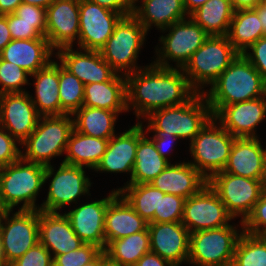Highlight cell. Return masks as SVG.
<instances>
[{
	"label": "cell",
	"mask_w": 266,
	"mask_h": 266,
	"mask_svg": "<svg viewBox=\"0 0 266 266\" xmlns=\"http://www.w3.org/2000/svg\"><path fill=\"white\" fill-rule=\"evenodd\" d=\"M106 255L121 266H135L138 260L150 252V234L144 231L111 241L104 250Z\"/></svg>",
	"instance_id": "obj_36"
},
{
	"label": "cell",
	"mask_w": 266,
	"mask_h": 266,
	"mask_svg": "<svg viewBox=\"0 0 266 266\" xmlns=\"http://www.w3.org/2000/svg\"><path fill=\"white\" fill-rule=\"evenodd\" d=\"M147 226L148 222L118 193L108 204L105 214L106 246L111 241L144 231Z\"/></svg>",
	"instance_id": "obj_27"
},
{
	"label": "cell",
	"mask_w": 266,
	"mask_h": 266,
	"mask_svg": "<svg viewBox=\"0 0 266 266\" xmlns=\"http://www.w3.org/2000/svg\"><path fill=\"white\" fill-rule=\"evenodd\" d=\"M102 7L110 9L114 12L120 13L123 16L133 14L132 0H89Z\"/></svg>",
	"instance_id": "obj_50"
},
{
	"label": "cell",
	"mask_w": 266,
	"mask_h": 266,
	"mask_svg": "<svg viewBox=\"0 0 266 266\" xmlns=\"http://www.w3.org/2000/svg\"><path fill=\"white\" fill-rule=\"evenodd\" d=\"M54 51L47 38L17 39L11 40L3 48L0 58L33 75L53 60Z\"/></svg>",
	"instance_id": "obj_24"
},
{
	"label": "cell",
	"mask_w": 266,
	"mask_h": 266,
	"mask_svg": "<svg viewBox=\"0 0 266 266\" xmlns=\"http://www.w3.org/2000/svg\"><path fill=\"white\" fill-rule=\"evenodd\" d=\"M242 54L259 72L266 84V36L258 39Z\"/></svg>",
	"instance_id": "obj_48"
},
{
	"label": "cell",
	"mask_w": 266,
	"mask_h": 266,
	"mask_svg": "<svg viewBox=\"0 0 266 266\" xmlns=\"http://www.w3.org/2000/svg\"><path fill=\"white\" fill-rule=\"evenodd\" d=\"M39 242L52 257L80 248L84 242L74 232L69 219L59 212L39 210Z\"/></svg>",
	"instance_id": "obj_23"
},
{
	"label": "cell",
	"mask_w": 266,
	"mask_h": 266,
	"mask_svg": "<svg viewBox=\"0 0 266 266\" xmlns=\"http://www.w3.org/2000/svg\"><path fill=\"white\" fill-rule=\"evenodd\" d=\"M259 17V20L262 24L264 36H266V7H264L261 3L253 9Z\"/></svg>",
	"instance_id": "obj_56"
},
{
	"label": "cell",
	"mask_w": 266,
	"mask_h": 266,
	"mask_svg": "<svg viewBox=\"0 0 266 266\" xmlns=\"http://www.w3.org/2000/svg\"><path fill=\"white\" fill-rule=\"evenodd\" d=\"M118 193L112 189L107 197L85 204L79 202V207L64 213L76 235L85 244H93L105 250V214L108 204Z\"/></svg>",
	"instance_id": "obj_16"
},
{
	"label": "cell",
	"mask_w": 266,
	"mask_h": 266,
	"mask_svg": "<svg viewBox=\"0 0 266 266\" xmlns=\"http://www.w3.org/2000/svg\"><path fill=\"white\" fill-rule=\"evenodd\" d=\"M14 14L26 23H35V28L45 37L46 9L32 4L21 3Z\"/></svg>",
	"instance_id": "obj_45"
},
{
	"label": "cell",
	"mask_w": 266,
	"mask_h": 266,
	"mask_svg": "<svg viewBox=\"0 0 266 266\" xmlns=\"http://www.w3.org/2000/svg\"><path fill=\"white\" fill-rule=\"evenodd\" d=\"M165 194L185 199L197 194L208 180L189 162L170 164L150 182Z\"/></svg>",
	"instance_id": "obj_26"
},
{
	"label": "cell",
	"mask_w": 266,
	"mask_h": 266,
	"mask_svg": "<svg viewBox=\"0 0 266 266\" xmlns=\"http://www.w3.org/2000/svg\"><path fill=\"white\" fill-rule=\"evenodd\" d=\"M239 224L240 229L229 224L191 233L187 263L192 266H231L237 241L243 233V221L240 220Z\"/></svg>",
	"instance_id": "obj_8"
},
{
	"label": "cell",
	"mask_w": 266,
	"mask_h": 266,
	"mask_svg": "<svg viewBox=\"0 0 266 266\" xmlns=\"http://www.w3.org/2000/svg\"><path fill=\"white\" fill-rule=\"evenodd\" d=\"M101 264H102V252L94 260L82 266H101Z\"/></svg>",
	"instance_id": "obj_59"
},
{
	"label": "cell",
	"mask_w": 266,
	"mask_h": 266,
	"mask_svg": "<svg viewBox=\"0 0 266 266\" xmlns=\"http://www.w3.org/2000/svg\"><path fill=\"white\" fill-rule=\"evenodd\" d=\"M135 266H173L169 261L161 258L158 254L149 252L143 255Z\"/></svg>",
	"instance_id": "obj_51"
},
{
	"label": "cell",
	"mask_w": 266,
	"mask_h": 266,
	"mask_svg": "<svg viewBox=\"0 0 266 266\" xmlns=\"http://www.w3.org/2000/svg\"><path fill=\"white\" fill-rule=\"evenodd\" d=\"M150 252L173 266L186 263L189 257L190 232L182 222L148 223Z\"/></svg>",
	"instance_id": "obj_19"
},
{
	"label": "cell",
	"mask_w": 266,
	"mask_h": 266,
	"mask_svg": "<svg viewBox=\"0 0 266 266\" xmlns=\"http://www.w3.org/2000/svg\"><path fill=\"white\" fill-rule=\"evenodd\" d=\"M185 200L183 197L165 194L160 190L159 213H154V222H181Z\"/></svg>",
	"instance_id": "obj_41"
},
{
	"label": "cell",
	"mask_w": 266,
	"mask_h": 266,
	"mask_svg": "<svg viewBox=\"0 0 266 266\" xmlns=\"http://www.w3.org/2000/svg\"><path fill=\"white\" fill-rule=\"evenodd\" d=\"M161 32H168V34L159 37L158 41L162 46L155 47L157 58L152 63L164 68H173L171 61L176 63L175 68H183L209 37L205 30L190 17L175 22Z\"/></svg>",
	"instance_id": "obj_10"
},
{
	"label": "cell",
	"mask_w": 266,
	"mask_h": 266,
	"mask_svg": "<svg viewBox=\"0 0 266 266\" xmlns=\"http://www.w3.org/2000/svg\"><path fill=\"white\" fill-rule=\"evenodd\" d=\"M117 191L148 223H154V213H159L160 190L151 183L125 184Z\"/></svg>",
	"instance_id": "obj_37"
},
{
	"label": "cell",
	"mask_w": 266,
	"mask_h": 266,
	"mask_svg": "<svg viewBox=\"0 0 266 266\" xmlns=\"http://www.w3.org/2000/svg\"><path fill=\"white\" fill-rule=\"evenodd\" d=\"M147 33L133 14L123 16L99 52L118 74L126 76L143 68L138 65L137 60Z\"/></svg>",
	"instance_id": "obj_7"
},
{
	"label": "cell",
	"mask_w": 266,
	"mask_h": 266,
	"mask_svg": "<svg viewBox=\"0 0 266 266\" xmlns=\"http://www.w3.org/2000/svg\"><path fill=\"white\" fill-rule=\"evenodd\" d=\"M144 132L146 134L153 132L154 135H152L151 139L155 144L157 152L167 161H170L168 156L171 154L168 151H173V144L179 138L161 130H144Z\"/></svg>",
	"instance_id": "obj_49"
},
{
	"label": "cell",
	"mask_w": 266,
	"mask_h": 266,
	"mask_svg": "<svg viewBox=\"0 0 266 266\" xmlns=\"http://www.w3.org/2000/svg\"><path fill=\"white\" fill-rule=\"evenodd\" d=\"M10 266H53V257L50 251L39 242Z\"/></svg>",
	"instance_id": "obj_44"
},
{
	"label": "cell",
	"mask_w": 266,
	"mask_h": 266,
	"mask_svg": "<svg viewBox=\"0 0 266 266\" xmlns=\"http://www.w3.org/2000/svg\"><path fill=\"white\" fill-rule=\"evenodd\" d=\"M138 121V146L131 180L126 184L150 183L170 162L163 158L156 150L152 139L147 137L145 126Z\"/></svg>",
	"instance_id": "obj_30"
},
{
	"label": "cell",
	"mask_w": 266,
	"mask_h": 266,
	"mask_svg": "<svg viewBox=\"0 0 266 266\" xmlns=\"http://www.w3.org/2000/svg\"><path fill=\"white\" fill-rule=\"evenodd\" d=\"M208 0H183L186 12L190 15L196 9L205 4Z\"/></svg>",
	"instance_id": "obj_55"
},
{
	"label": "cell",
	"mask_w": 266,
	"mask_h": 266,
	"mask_svg": "<svg viewBox=\"0 0 266 266\" xmlns=\"http://www.w3.org/2000/svg\"><path fill=\"white\" fill-rule=\"evenodd\" d=\"M108 139L88 136L72 130L62 162L94 170L106 152Z\"/></svg>",
	"instance_id": "obj_32"
},
{
	"label": "cell",
	"mask_w": 266,
	"mask_h": 266,
	"mask_svg": "<svg viewBox=\"0 0 266 266\" xmlns=\"http://www.w3.org/2000/svg\"><path fill=\"white\" fill-rule=\"evenodd\" d=\"M120 113L123 112L82 106L72 114L73 128L79 133L109 140L116 133L115 123Z\"/></svg>",
	"instance_id": "obj_33"
},
{
	"label": "cell",
	"mask_w": 266,
	"mask_h": 266,
	"mask_svg": "<svg viewBox=\"0 0 266 266\" xmlns=\"http://www.w3.org/2000/svg\"><path fill=\"white\" fill-rule=\"evenodd\" d=\"M208 184L233 218L240 217L244 221L260 199L266 180H254L221 171L214 174Z\"/></svg>",
	"instance_id": "obj_13"
},
{
	"label": "cell",
	"mask_w": 266,
	"mask_h": 266,
	"mask_svg": "<svg viewBox=\"0 0 266 266\" xmlns=\"http://www.w3.org/2000/svg\"><path fill=\"white\" fill-rule=\"evenodd\" d=\"M7 25L12 40L46 38L35 28V23L21 21L14 13L7 14Z\"/></svg>",
	"instance_id": "obj_47"
},
{
	"label": "cell",
	"mask_w": 266,
	"mask_h": 266,
	"mask_svg": "<svg viewBox=\"0 0 266 266\" xmlns=\"http://www.w3.org/2000/svg\"><path fill=\"white\" fill-rule=\"evenodd\" d=\"M233 219L218 194L207 183L197 194L185 200L181 222L191 234L227 226Z\"/></svg>",
	"instance_id": "obj_14"
},
{
	"label": "cell",
	"mask_w": 266,
	"mask_h": 266,
	"mask_svg": "<svg viewBox=\"0 0 266 266\" xmlns=\"http://www.w3.org/2000/svg\"><path fill=\"white\" fill-rule=\"evenodd\" d=\"M213 118L236 138H256V129L266 119V95L221 107Z\"/></svg>",
	"instance_id": "obj_18"
},
{
	"label": "cell",
	"mask_w": 266,
	"mask_h": 266,
	"mask_svg": "<svg viewBox=\"0 0 266 266\" xmlns=\"http://www.w3.org/2000/svg\"><path fill=\"white\" fill-rule=\"evenodd\" d=\"M85 167L60 163L57 171L53 165L46 166L44 183L51 177L46 200L40 205L45 212H60L61 208L70 204H78L82 195L90 194L92 182L86 176ZM56 171V172H55Z\"/></svg>",
	"instance_id": "obj_12"
},
{
	"label": "cell",
	"mask_w": 266,
	"mask_h": 266,
	"mask_svg": "<svg viewBox=\"0 0 266 266\" xmlns=\"http://www.w3.org/2000/svg\"><path fill=\"white\" fill-rule=\"evenodd\" d=\"M72 114L40 116L37 126L21 143L25 147L21 157L29 162L51 165V160L66 152L69 136L73 130Z\"/></svg>",
	"instance_id": "obj_5"
},
{
	"label": "cell",
	"mask_w": 266,
	"mask_h": 266,
	"mask_svg": "<svg viewBox=\"0 0 266 266\" xmlns=\"http://www.w3.org/2000/svg\"><path fill=\"white\" fill-rule=\"evenodd\" d=\"M39 118L28 91L0 95V125L19 143L34 131Z\"/></svg>",
	"instance_id": "obj_17"
},
{
	"label": "cell",
	"mask_w": 266,
	"mask_h": 266,
	"mask_svg": "<svg viewBox=\"0 0 266 266\" xmlns=\"http://www.w3.org/2000/svg\"><path fill=\"white\" fill-rule=\"evenodd\" d=\"M261 4H262L264 7H266V0H262V1H261Z\"/></svg>",
	"instance_id": "obj_62"
},
{
	"label": "cell",
	"mask_w": 266,
	"mask_h": 266,
	"mask_svg": "<svg viewBox=\"0 0 266 266\" xmlns=\"http://www.w3.org/2000/svg\"><path fill=\"white\" fill-rule=\"evenodd\" d=\"M12 212L0 211L1 245L7 266L39 243V210Z\"/></svg>",
	"instance_id": "obj_11"
},
{
	"label": "cell",
	"mask_w": 266,
	"mask_h": 266,
	"mask_svg": "<svg viewBox=\"0 0 266 266\" xmlns=\"http://www.w3.org/2000/svg\"><path fill=\"white\" fill-rule=\"evenodd\" d=\"M146 1H150V0H132V11L133 13ZM137 2H140L141 4L138 6Z\"/></svg>",
	"instance_id": "obj_60"
},
{
	"label": "cell",
	"mask_w": 266,
	"mask_h": 266,
	"mask_svg": "<svg viewBox=\"0 0 266 266\" xmlns=\"http://www.w3.org/2000/svg\"><path fill=\"white\" fill-rule=\"evenodd\" d=\"M101 266H121L120 264L112 261L107 255L106 252L102 251V264Z\"/></svg>",
	"instance_id": "obj_58"
},
{
	"label": "cell",
	"mask_w": 266,
	"mask_h": 266,
	"mask_svg": "<svg viewBox=\"0 0 266 266\" xmlns=\"http://www.w3.org/2000/svg\"><path fill=\"white\" fill-rule=\"evenodd\" d=\"M82 106L115 112H128L126 76L117 73L110 81L84 85V102Z\"/></svg>",
	"instance_id": "obj_29"
},
{
	"label": "cell",
	"mask_w": 266,
	"mask_h": 266,
	"mask_svg": "<svg viewBox=\"0 0 266 266\" xmlns=\"http://www.w3.org/2000/svg\"><path fill=\"white\" fill-rule=\"evenodd\" d=\"M20 145L21 143L0 125V168L17 161L21 157L22 150L18 148Z\"/></svg>",
	"instance_id": "obj_46"
},
{
	"label": "cell",
	"mask_w": 266,
	"mask_h": 266,
	"mask_svg": "<svg viewBox=\"0 0 266 266\" xmlns=\"http://www.w3.org/2000/svg\"><path fill=\"white\" fill-rule=\"evenodd\" d=\"M45 37L54 50L78 42L79 0H54L46 9Z\"/></svg>",
	"instance_id": "obj_20"
},
{
	"label": "cell",
	"mask_w": 266,
	"mask_h": 266,
	"mask_svg": "<svg viewBox=\"0 0 266 266\" xmlns=\"http://www.w3.org/2000/svg\"><path fill=\"white\" fill-rule=\"evenodd\" d=\"M203 92L212 115L221 107L266 95V84L253 65L239 54Z\"/></svg>",
	"instance_id": "obj_2"
},
{
	"label": "cell",
	"mask_w": 266,
	"mask_h": 266,
	"mask_svg": "<svg viewBox=\"0 0 266 266\" xmlns=\"http://www.w3.org/2000/svg\"><path fill=\"white\" fill-rule=\"evenodd\" d=\"M234 8V10L240 9H254L256 8L262 0H229Z\"/></svg>",
	"instance_id": "obj_54"
},
{
	"label": "cell",
	"mask_w": 266,
	"mask_h": 266,
	"mask_svg": "<svg viewBox=\"0 0 266 266\" xmlns=\"http://www.w3.org/2000/svg\"><path fill=\"white\" fill-rule=\"evenodd\" d=\"M234 12L229 0H208L189 17L199 24L209 36H226Z\"/></svg>",
	"instance_id": "obj_34"
},
{
	"label": "cell",
	"mask_w": 266,
	"mask_h": 266,
	"mask_svg": "<svg viewBox=\"0 0 266 266\" xmlns=\"http://www.w3.org/2000/svg\"><path fill=\"white\" fill-rule=\"evenodd\" d=\"M226 36L240 54L245 52L252 44L264 36L258 14L253 9L236 10Z\"/></svg>",
	"instance_id": "obj_35"
},
{
	"label": "cell",
	"mask_w": 266,
	"mask_h": 266,
	"mask_svg": "<svg viewBox=\"0 0 266 266\" xmlns=\"http://www.w3.org/2000/svg\"><path fill=\"white\" fill-rule=\"evenodd\" d=\"M54 0H23V3L32 4L47 9Z\"/></svg>",
	"instance_id": "obj_57"
},
{
	"label": "cell",
	"mask_w": 266,
	"mask_h": 266,
	"mask_svg": "<svg viewBox=\"0 0 266 266\" xmlns=\"http://www.w3.org/2000/svg\"><path fill=\"white\" fill-rule=\"evenodd\" d=\"M231 266H266V236L243 232L237 241Z\"/></svg>",
	"instance_id": "obj_38"
},
{
	"label": "cell",
	"mask_w": 266,
	"mask_h": 266,
	"mask_svg": "<svg viewBox=\"0 0 266 266\" xmlns=\"http://www.w3.org/2000/svg\"><path fill=\"white\" fill-rule=\"evenodd\" d=\"M213 117L203 93L196 92L187 102L150 113L145 130H161L191 142Z\"/></svg>",
	"instance_id": "obj_4"
},
{
	"label": "cell",
	"mask_w": 266,
	"mask_h": 266,
	"mask_svg": "<svg viewBox=\"0 0 266 266\" xmlns=\"http://www.w3.org/2000/svg\"><path fill=\"white\" fill-rule=\"evenodd\" d=\"M195 93L182 68L150 63L126 75L127 111L134 110L137 121L153 111L181 105Z\"/></svg>",
	"instance_id": "obj_1"
},
{
	"label": "cell",
	"mask_w": 266,
	"mask_h": 266,
	"mask_svg": "<svg viewBox=\"0 0 266 266\" xmlns=\"http://www.w3.org/2000/svg\"><path fill=\"white\" fill-rule=\"evenodd\" d=\"M34 77L35 97L30 99L40 116H61L59 98V62L52 60L46 67L39 69Z\"/></svg>",
	"instance_id": "obj_28"
},
{
	"label": "cell",
	"mask_w": 266,
	"mask_h": 266,
	"mask_svg": "<svg viewBox=\"0 0 266 266\" xmlns=\"http://www.w3.org/2000/svg\"><path fill=\"white\" fill-rule=\"evenodd\" d=\"M265 180H266V162H265Z\"/></svg>",
	"instance_id": "obj_64"
},
{
	"label": "cell",
	"mask_w": 266,
	"mask_h": 266,
	"mask_svg": "<svg viewBox=\"0 0 266 266\" xmlns=\"http://www.w3.org/2000/svg\"><path fill=\"white\" fill-rule=\"evenodd\" d=\"M0 266H7L5 262H0Z\"/></svg>",
	"instance_id": "obj_63"
},
{
	"label": "cell",
	"mask_w": 266,
	"mask_h": 266,
	"mask_svg": "<svg viewBox=\"0 0 266 266\" xmlns=\"http://www.w3.org/2000/svg\"><path fill=\"white\" fill-rule=\"evenodd\" d=\"M122 14L89 0H79V49L100 51L113 34Z\"/></svg>",
	"instance_id": "obj_15"
},
{
	"label": "cell",
	"mask_w": 266,
	"mask_h": 266,
	"mask_svg": "<svg viewBox=\"0 0 266 266\" xmlns=\"http://www.w3.org/2000/svg\"><path fill=\"white\" fill-rule=\"evenodd\" d=\"M138 146V122L131 128L115 134L109 139L106 152L94 171L108 173H129L130 180L134 169Z\"/></svg>",
	"instance_id": "obj_25"
},
{
	"label": "cell",
	"mask_w": 266,
	"mask_h": 266,
	"mask_svg": "<svg viewBox=\"0 0 266 266\" xmlns=\"http://www.w3.org/2000/svg\"><path fill=\"white\" fill-rule=\"evenodd\" d=\"M240 53L227 36H209L182 68L190 86L198 93L210 86Z\"/></svg>",
	"instance_id": "obj_6"
},
{
	"label": "cell",
	"mask_w": 266,
	"mask_h": 266,
	"mask_svg": "<svg viewBox=\"0 0 266 266\" xmlns=\"http://www.w3.org/2000/svg\"><path fill=\"white\" fill-rule=\"evenodd\" d=\"M55 58L70 73L74 74L84 85L94 82L110 81L117 72L102 58L99 51L74 50L63 47L55 52Z\"/></svg>",
	"instance_id": "obj_21"
},
{
	"label": "cell",
	"mask_w": 266,
	"mask_h": 266,
	"mask_svg": "<svg viewBox=\"0 0 266 266\" xmlns=\"http://www.w3.org/2000/svg\"><path fill=\"white\" fill-rule=\"evenodd\" d=\"M212 117L189 143L192 160L188 161L207 180L225 168L236 137ZM192 161V162H191Z\"/></svg>",
	"instance_id": "obj_9"
},
{
	"label": "cell",
	"mask_w": 266,
	"mask_h": 266,
	"mask_svg": "<svg viewBox=\"0 0 266 266\" xmlns=\"http://www.w3.org/2000/svg\"><path fill=\"white\" fill-rule=\"evenodd\" d=\"M243 232L250 235L266 236V184L252 212L243 221Z\"/></svg>",
	"instance_id": "obj_43"
},
{
	"label": "cell",
	"mask_w": 266,
	"mask_h": 266,
	"mask_svg": "<svg viewBox=\"0 0 266 266\" xmlns=\"http://www.w3.org/2000/svg\"><path fill=\"white\" fill-rule=\"evenodd\" d=\"M30 74L14 63L0 58V95L5 93L27 92L25 85H31L28 81Z\"/></svg>",
	"instance_id": "obj_40"
},
{
	"label": "cell",
	"mask_w": 266,
	"mask_h": 266,
	"mask_svg": "<svg viewBox=\"0 0 266 266\" xmlns=\"http://www.w3.org/2000/svg\"><path fill=\"white\" fill-rule=\"evenodd\" d=\"M46 166L29 162L20 157L0 168V211L40 210L36 203L44 183Z\"/></svg>",
	"instance_id": "obj_3"
},
{
	"label": "cell",
	"mask_w": 266,
	"mask_h": 266,
	"mask_svg": "<svg viewBox=\"0 0 266 266\" xmlns=\"http://www.w3.org/2000/svg\"><path fill=\"white\" fill-rule=\"evenodd\" d=\"M265 162L266 148L261 145L259 137L235 138L223 172L265 180Z\"/></svg>",
	"instance_id": "obj_22"
},
{
	"label": "cell",
	"mask_w": 266,
	"mask_h": 266,
	"mask_svg": "<svg viewBox=\"0 0 266 266\" xmlns=\"http://www.w3.org/2000/svg\"><path fill=\"white\" fill-rule=\"evenodd\" d=\"M103 250L93 244H83L80 248L55 256L53 266H82L94 260Z\"/></svg>",
	"instance_id": "obj_42"
},
{
	"label": "cell",
	"mask_w": 266,
	"mask_h": 266,
	"mask_svg": "<svg viewBox=\"0 0 266 266\" xmlns=\"http://www.w3.org/2000/svg\"><path fill=\"white\" fill-rule=\"evenodd\" d=\"M23 0H0V15L12 14Z\"/></svg>",
	"instance_id": "obj_53"
},
{
	"label": "cell",
	"mask_w": 266,
	"mask_h": 266,
	"mask_svg": "<svg viewBox=\"0 0 266 266\" xmlns=\"http://www.w3.org/2000/svg\"><path fill=\"white\" fill-rule=\"evenodd\" d=\"M61 115L73 114L84 102V84L59 63Z\"/></svg>",
	"instance_id": "obj_39"
},
{
	"label": "cell",
	"mask_w": 266,
	"mask_h": 266,
	"mask_svg": "<svg viewBox=\"0 0 266 266\" xmlns=\"http://www.w3.org/2000/svg\"><path fill=\"white\" fill-rule=\"evenodd\" d=\"M11 40L12 38L7 25V15H0V53Z\"/></svg>",
	"instance_id": "obj_52"
},
{
	"label": "cell",
	"mask_w": 266,
	"mask_h": 266,
	"mask_svg": "<svg viewBox=\"0 0 266 266\" xmlns=\"http://www.w3.org/2000/svg\"><path fill=\"white\" fill-rule=\"evenodd\" d=\"M133 15L148 32L151 26L163 30L189 17L183 0H150L144 2Z\"/></svg>",
	"instance_id": "obj_31"
},
{
	"label": "cell",
	"mask_w": 266,
	"mask_h": 266,
	"mask_svg": "<svg viewBox=\"0 0 266 266\" xmlns=\"http://www.w3.org/2000/svg\"><path fill=\"white\" fill-rule=\"evenodd\" d=\"M0 262H5L3 252H2L1 237H0Z\"/></svg>",
	"instance_id": "obj_61"
}]
</instances>
